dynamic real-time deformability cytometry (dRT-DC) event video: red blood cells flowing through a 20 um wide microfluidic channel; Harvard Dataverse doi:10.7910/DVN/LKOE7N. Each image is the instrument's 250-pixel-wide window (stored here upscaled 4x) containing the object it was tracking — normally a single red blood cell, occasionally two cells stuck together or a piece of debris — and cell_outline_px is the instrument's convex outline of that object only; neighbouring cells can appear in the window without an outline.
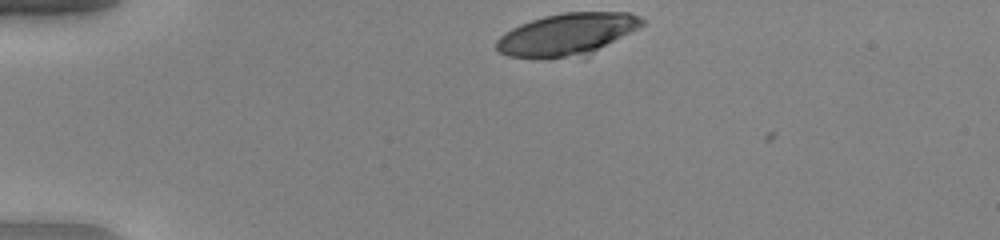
{"species": "human", "species_latin": "Homo sapiens", "temperature_condition": "warm", "stored_images_in_passage": 34, "camera_frame_rate_fps": 3000, "um_per_image_px": 0.085, "donor": {"sex": "female"}, "frame": {"image": 1, "passage_image": 1, "time_ms": 0.0, "image_size_px": [1000, 240], "cell_outline_px": [[644, 24], [640, 28], [588, 56], [548, 60], [508, 56], [500, 52], [496, 48], [496, 40], [504, 32], [520, 24], [544, 16], [564, 12], [628, 12], [640, 16], [644, 20]], "centroid_in_image_um": [48.21, 2.95], "position_along_channel_um": 36.8, "area_um2": 36.53}}
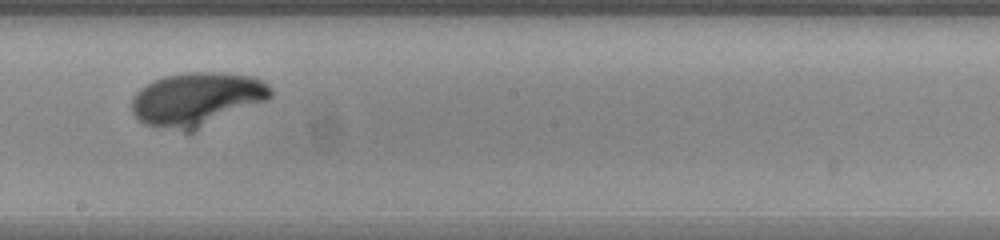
{"frame": {"image": 2, "passage_image": 20, "time_ms": 6.333, "image_size_px": [1000, 240], "cell_outline_px": [[272, 96], [268, 100], [192, 132], [184, 132], [144, 124], [132, 112], [132, 96], [140, 88], [164, 76], [188, 72], [220, 72], [256, 76], [268, 84], [272, 88]], "centroid_in_image_um": [16.77, 8.43], "position_along_channel_um": 231.4, "area_um2": 43.7}}
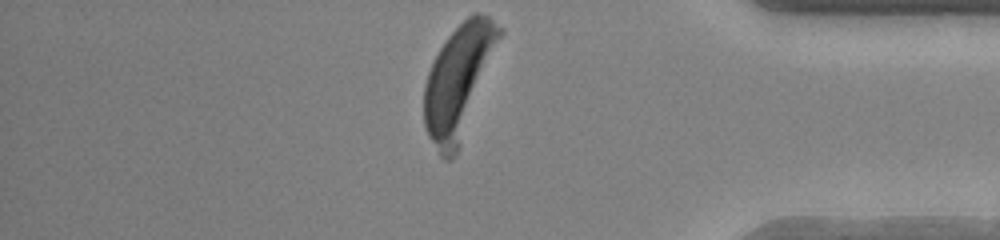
{"frame": {"image": 3, "passage_image": 34, "time_ms": 11.0, "image_size_px": [1000, 240], "cell_outline_px": [[504, 32], [456, 156], [452, 160], [444, 160], [440, 156], [428, 136], [424, 124], [424, 84], [428, 72], [440, 48], [448, 36], [472, 12], [476, 12], [488, 16], [504, 28]], "centroid_in_image_um": [39.0, 6.89], "position_along_channel_um": 396.2, "area_um2": 49.25}}